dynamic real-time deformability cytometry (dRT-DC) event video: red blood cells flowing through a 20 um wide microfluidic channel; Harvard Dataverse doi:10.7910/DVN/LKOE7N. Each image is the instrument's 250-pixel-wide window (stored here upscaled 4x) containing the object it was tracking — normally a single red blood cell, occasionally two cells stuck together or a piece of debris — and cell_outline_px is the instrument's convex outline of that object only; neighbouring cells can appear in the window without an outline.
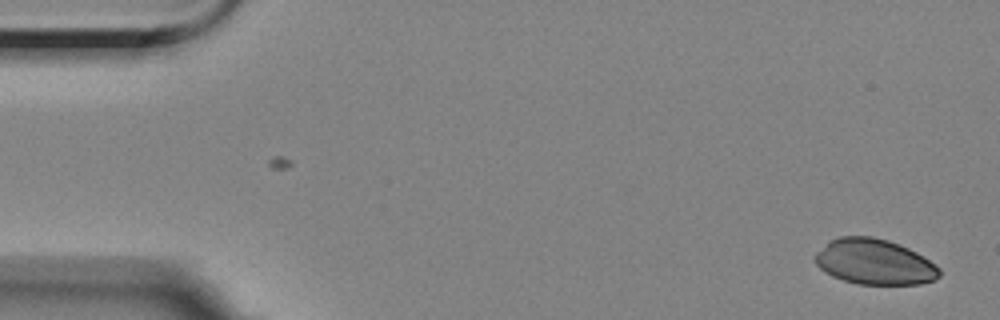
{"species": "Egyptian fruit bat (a non-hibernating species)", "species_latin": "Rousettus aegyptiacus", "temperature_condition": "room temperature", "stored_images_in_passage": 57, "camera_frame_rate_fps": 3000, "um_per_image_px": 0.085, "animal": {"sex": "female"}, "frame": {"image": 1, "passage_image": 1, "time_ms": 0.0, "image_size_px": [1000, 320], "cell_outline_px": [[940, 276], [932, 280], [920, 284], [856, 284], [832, 276], [824, 272], [816, 264], [816, 252], [828, 240], [840, 236], [872, 236], [888, 240], [900, 244], [916, 252], [936, 264], [940, 268]], "centroid_in_image_um": [74.32, 22.25], "position_along_channel_um": 10.7, "area_um2": 33.06}}
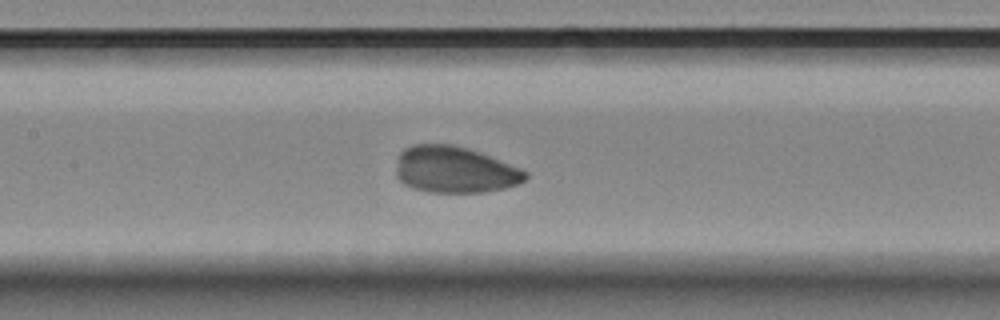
{"frame": {"image": 2, "passage_image": 25, "time_ms": 8.0, "image_size_px": [1000, 320], "cell_outline_px": [[528, 176], [524, 180], [516, 184], [504, 188], [484, 192], [428, 192], [412, 188], [404, 184], [396, 176], [396, 168], [400, 152], [404, 148], [412, 144], [452, 144], [480, 152], [520, 168], [528, 172]], "centroid_in_image_um": [38.62, 14.42], "position_along_channel_um": 168.8, "area_um2": 35.03}}
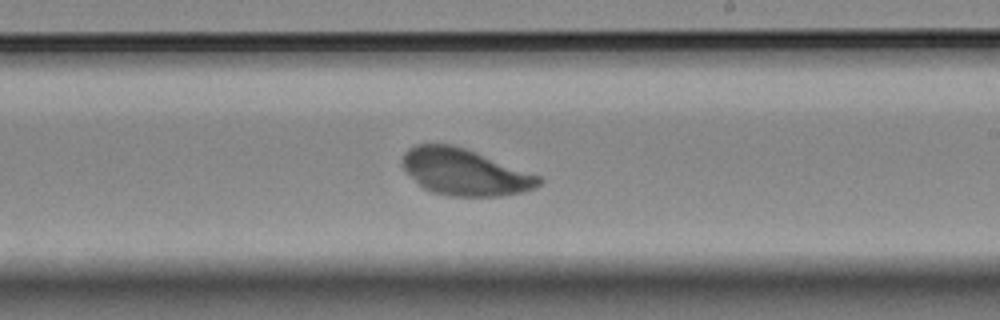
{"frame": {"image": 3, "passage_image": 32, "time_ms": 10.333, "image_size_px": [1000, 320], "cell_outline_px": [[544, 180], [536, 188], [520, 192], [500, 196], [448, 196], [432, 192], [424, 188], [404, 168], [400, 160], [404, 152], [408, 148], [416, 144], [452, 144], [476, 152], [540, 176]], "centroid_in_image_um": [39.5, 14.62], "position_along_channel_um": 249.5, "area_um2": 36.76}}